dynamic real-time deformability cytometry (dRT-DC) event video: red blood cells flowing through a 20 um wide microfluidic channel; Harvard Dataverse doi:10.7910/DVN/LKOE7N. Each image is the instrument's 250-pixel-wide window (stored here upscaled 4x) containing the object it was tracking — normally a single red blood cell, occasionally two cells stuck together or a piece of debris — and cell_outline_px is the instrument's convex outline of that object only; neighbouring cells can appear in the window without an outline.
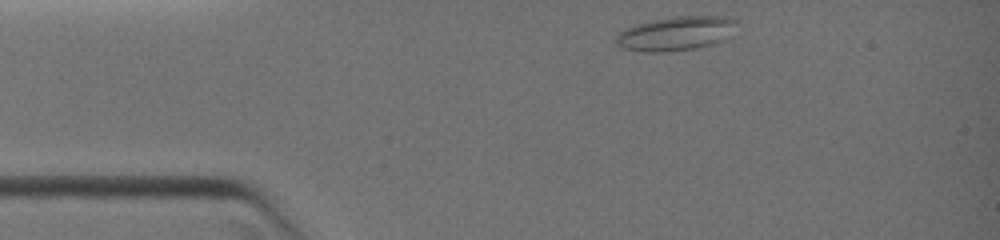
{"species": "common noctule bat (a hibernating species)", "species_latin": "Nyctalus noctula", "temperature_condition": "warm", "stored_images_in_passage": 14, "camera_frame_rate_fps": 3000, "um_per_image_px": 0.085, "animal": {"sex": "female", "body_mass_g": 19.0, "forearm_length_mm": 51.5}, "frame": {"image": 1, "passage_image": 1, "time_ms": 0.0, "image_size_px": [1000, 240], "cell_outline_px": [[736, 24], [724, 40], [712, 44], [696, 48], [668, 52], [644, 52], [620, 48], [616, 44], [616, 36], [620, 32], [632, 24], [652, 20], [676, 16], [724, 16], [736, 20]], "centroid_in_image_um": [57.39, 2.85], "position_along_channel_um": 27.6, "area_um2": 24.04}}
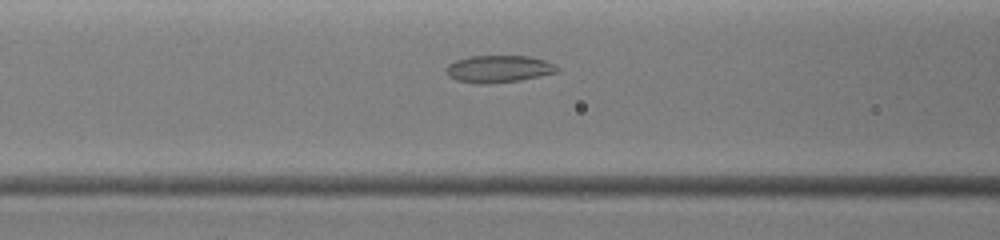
{"frame": {"image": 2, "passage_image": 10, "time_ms": 3.0, "image_size_px": [1000, 240], "cell_outline_px": [[560, 72], [520, 80], [488, 84], [480, 84], [456, 80], [448, 76], [444, 72], [444, 68], [448, 64], [456, 60], [468, 56], [528, 56], [544, 60], [560, 68]], "centroid_in_image_um": [42.35, 5.86], "position_along_channel_um": 124.3, "area_um2": 17.74}}
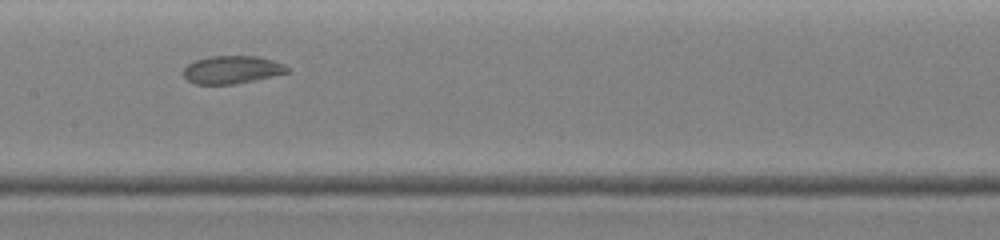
{"frame": {"image": 3, "passage_image": 13, "time_ms": 4.333, "image_size_px": [1000, 240], "cell_outline_px": [[292, 72], [236, 84], [196, 84], [188, 80], [184, 76], [184, 68], [188, 64], [196, 60], [212, 56], [260, 56], [284, 64], [292, 68]], "centroid_in_image_um": [19.79, 5.92], "position_along_channel_um": 187.6, "area_um2": 16.99}}